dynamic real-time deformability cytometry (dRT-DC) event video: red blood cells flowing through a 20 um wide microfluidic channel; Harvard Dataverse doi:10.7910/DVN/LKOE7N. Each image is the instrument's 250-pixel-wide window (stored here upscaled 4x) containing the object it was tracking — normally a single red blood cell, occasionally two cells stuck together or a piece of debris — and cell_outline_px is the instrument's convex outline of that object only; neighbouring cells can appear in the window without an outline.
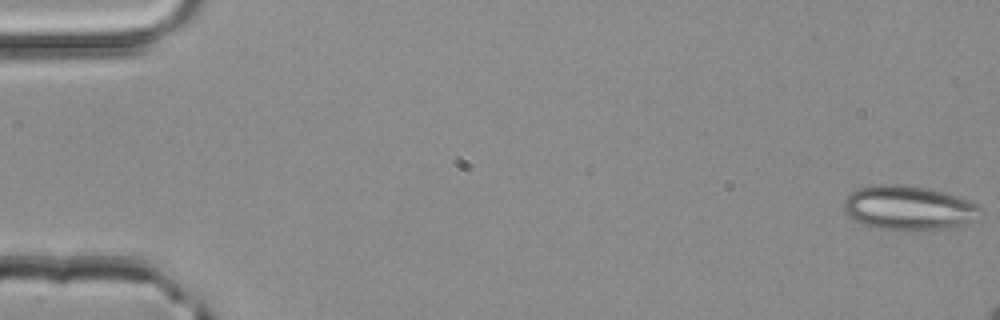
{"species": "common noctule bat (a hibernating species)", "species_latin": "Nyctalus noctula", "temperature_condition": "room temperature", "stored_images_in_passage": 11, "camera_frame_rate_fps": 3000, "um_per_image_px": 0.085, "animal": {"sex": "male", "body_mass_g": 20.4}, "frame": {"image": 1, "passage_image": 1, "time_ms": 0.0, "image_size_px": [1000, 320], "cell_outline_px": [[984, 212], [968, 224], [948, 228], [912, 232], [876, 228], [864, 224], [848, 216], [844, 212], [844, 200], [852, 192], [860, 188], [880, 184], [900, 184], [928, 188], [944, 192], [980, 204], [984, 208]], "centroid_in_image_um": [77.3, 17.7], "position_along_channel_um": 7.7, "area_um2": 35.89}}